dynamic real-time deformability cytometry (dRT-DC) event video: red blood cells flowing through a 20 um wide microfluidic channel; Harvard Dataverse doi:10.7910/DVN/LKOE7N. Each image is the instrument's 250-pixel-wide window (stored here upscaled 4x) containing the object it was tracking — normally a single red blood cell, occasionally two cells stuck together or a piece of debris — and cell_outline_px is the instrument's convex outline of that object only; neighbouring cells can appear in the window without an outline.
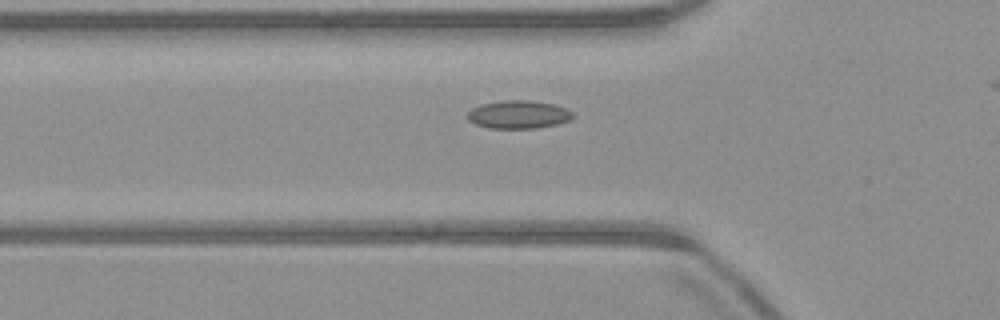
{"species": "common noctule bat (a hibernating species)", "species_latin": "Nyctalus noctula", "temperature_condition": "warm", "stored_images_in_passage": 28, "camera_frame_rate_fps": 3000, "um_per_image_px": 0.085, "animal": {"sex": "male", "body_mass_g": 23.1, "forearm_length_mm": 52.7}, "frame": {"image": 1, "passage_image": 3, "time_ms": 0.667, "image_size_px": [1000, 320], "cell_outline_px": [[576, 116], [568, 120], [556, 124], [536, 128], [488, 128], [476, 124], [468, 120], [464, 116], [472, 108], [480, 104], [500, 100], [528, 100], [552, 104], [568, 108]], "centroid_in_image_um": [44.04, 9.72], "position_along_channel_um": 81.8, "area_um2": 17.4}}
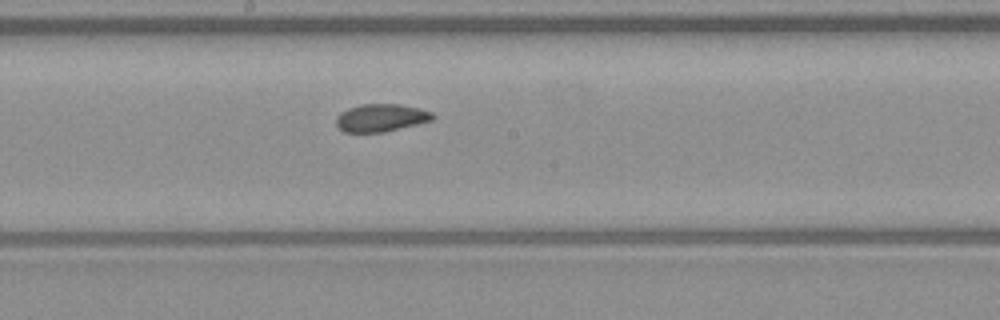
{"frame": {"image": 2, "passage_image": 13, "time_ms": 4.0, "image_size_px": [1000, 320], "cell_outline_px": [[436, 116], [432, 120], [384, 132], [344, 132], [336, 124], [336, 116], [340, 112], [348, 108], [360, 104], [400, 104], [420, 108], [432, 112]], "centroid_in_image_um": [32.38, 10.0], "position_along_channel_um": 215.8, "area_um2": 15.61}}
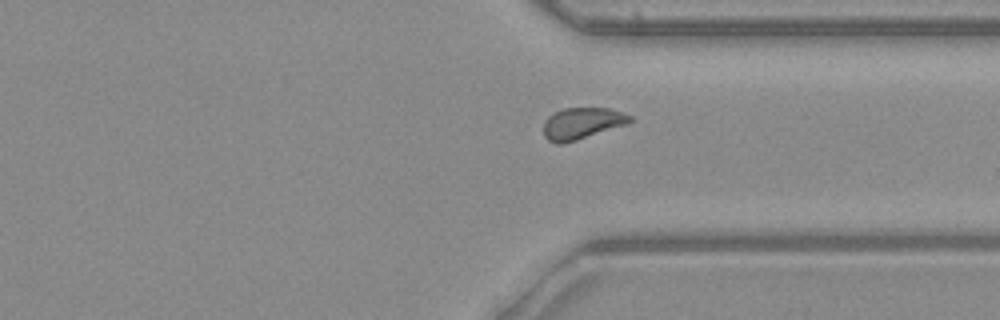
{"frame": {"image": 3, "passage_image": 24, "time_ms": 7.667, "image_size_px": [1000, 320], "cell_outline_px": [[632, 120], [628, 124], [576, 140], [560, 144], [556, 144], [548, 140], [544, 136], [544, 120], [548, 116], [564, 108], [608, 108], [624, 112], [632, 116]], "centroid_in_image_um": [49.48, 10.48], "position_along_channel_um": 361.9, "area_um2": 15.9}}